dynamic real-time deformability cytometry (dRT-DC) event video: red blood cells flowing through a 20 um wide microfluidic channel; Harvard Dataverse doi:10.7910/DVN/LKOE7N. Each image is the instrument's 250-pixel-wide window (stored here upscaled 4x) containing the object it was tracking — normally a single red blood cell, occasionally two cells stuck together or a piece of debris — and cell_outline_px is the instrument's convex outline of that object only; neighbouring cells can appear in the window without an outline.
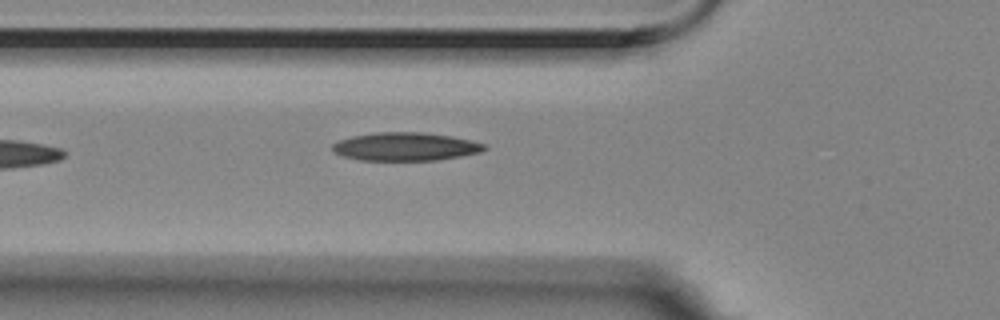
{"species": "Egyptian fruit bat (a non-hibernating species)", "species_latin": "Rousettus aegyptiacus", "temperature_condition": "room temperature", "stored_images_in_passage": 2, "camera_frame_rate_fps": 3000, "um_per_image_px": 0.085, "animal": {"sex": "female"}, "frame": {"image": 1, "passage_image": 2, "time_ms": 0.333, "image_size_px": [1000, 320], "cell_outline_px": [[488, 148], [480, 152], [460, 156], [436, 160], [360, 160], [344, 156], [332, 152], [332, 144], [340, 140], [352, 136], [376, 132], [424, 132], [452, 136], [484, 144]], "centroid_in_image_um": [34.44, 12.46], "position_along_channel_um": 91.4, "area_um2": 24.91}}